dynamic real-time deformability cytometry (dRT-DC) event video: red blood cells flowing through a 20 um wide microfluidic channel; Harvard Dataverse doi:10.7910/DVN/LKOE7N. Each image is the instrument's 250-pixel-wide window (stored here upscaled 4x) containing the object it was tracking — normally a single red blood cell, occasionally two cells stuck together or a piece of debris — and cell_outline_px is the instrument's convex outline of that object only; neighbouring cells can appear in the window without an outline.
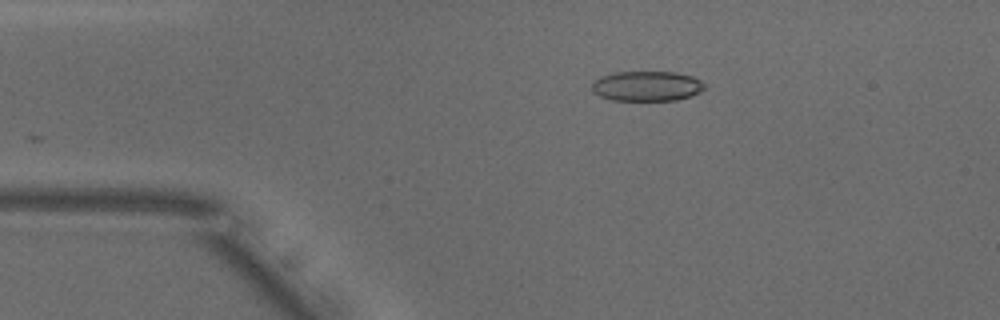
{"species": "common noctule bat (a hibernating species)", "species_latin": "Nyctalus noctula", "temperature_condition": "warm", "stored_images_in_passage": 44, "camera_frame_rate_fps": 3000, "um_per_image_px": 0.085, "animal": {"sex": "male", "body_mass_g": 18.8}, "frame": {"image": 1, "passage_image": 2, "time_ms": 0.333, "image_size_px": [1000, 320], "cell_outline_px": [[704, 88], [700, 92], [692, 96], [676, 100], [612, 100], [600, 96], [592, 92], [592, 84], [600, 76], [616, 72], [676, 72], [692, 76], [700, 80], [704, 84]], "centroid_in_image_um": [54.98, 7.32], "position_along_channel_um": 30.0, "area_um2": 19.71}}
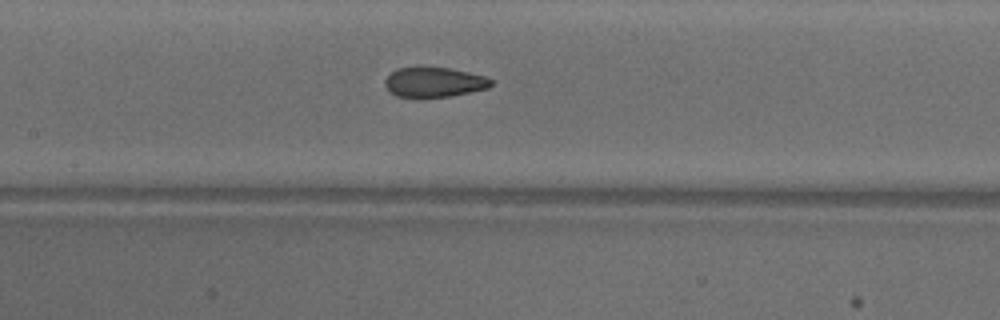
{"frame": {"image": 2, "passage_image": 16, "time_ms": 5.0, "image_size_px": [1000, 320], "cell_outline_px": [[492, 84], [488, 88], [448, 96], [396, 96], [384, 84], [384, 80], [396, 68], [448, 68], [468, 72], [484, 76], [492, 80]], "centroid_in_image_um": [36.9, 6.97], "position_along_channel_um": 170.5, "area_um2": 17.8}}
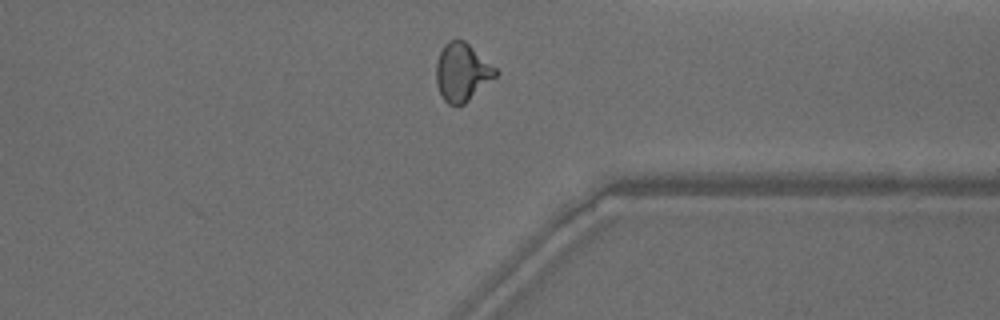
{"frame": {"image": 3, "passage_image": 32, "time_ms": 10.333, "image_size_px": [1000, 320], "cell_outline_px": [[500, 72], [496, 76], [464, 104], [456, 108], [448, 104], [444, 100], [436, 84], [436, 64], [440, 52], [444, 44], [448, 40], [464, 40], [496, 68]], "centroid_in_image_um": [39.26, 6.16], "position_along_channel_um": 372.1, "area_um2": 20.06}, "authors_computed_cell_mechanics": {"area_um2": 19.7387, "velocity_mm_per_s": 3.8693, "shape_relaxation_time_tau1_ms": 8.0335, "shape_relaxation_time_tau2_ms": 1.1553, "deformation_change_tau1": 0.2081, "deformation_change_tau2": 0.0668}}